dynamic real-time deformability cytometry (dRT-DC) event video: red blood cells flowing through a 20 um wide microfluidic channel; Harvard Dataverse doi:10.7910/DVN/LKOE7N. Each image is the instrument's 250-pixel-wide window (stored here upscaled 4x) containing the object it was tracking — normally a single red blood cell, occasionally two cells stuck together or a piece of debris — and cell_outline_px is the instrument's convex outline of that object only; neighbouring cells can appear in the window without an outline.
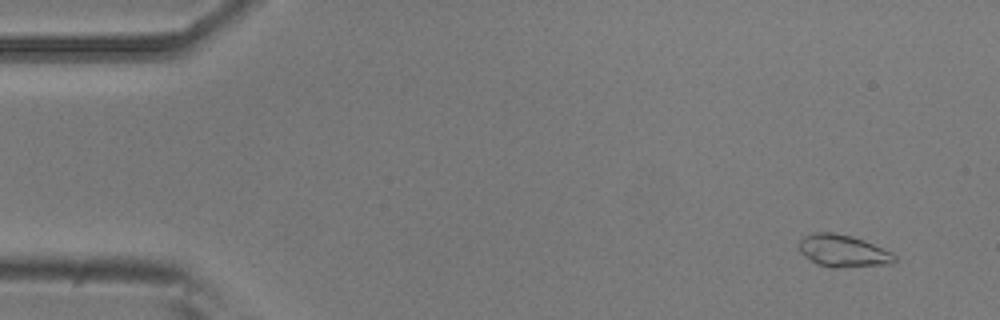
{"species": "common noctule bat (a hibernating species)", "species_latin": "Nyctalus noctula", "temperature_condition": "room temperature", "stored_images_in_passage": 5, "camera_frame_rate_fps": 3000, "um_per_image_px": 0.085, "animal": {"sex": "male", "body_mass_g": 20.5, "forearm_length_mm": 52.5}, "frame": {"image": 1, "passage_image": 1, "time_ms": 0.0, "image_size_px": [1000, 320], "cell_outline_px": [[896, 260], [892, 264], [836, 268], [832, 268], [816, 264], [804, 256], [800, 252], [800, 240], [804, 236], [816, 232], [832, 232], [852, 236], [864, 240], [892, 252], [896, 256]], "centroid_in_image_um": [71.67, 21.34], "position_along_channel_um": 13.3, "area_um2": 18.03}}
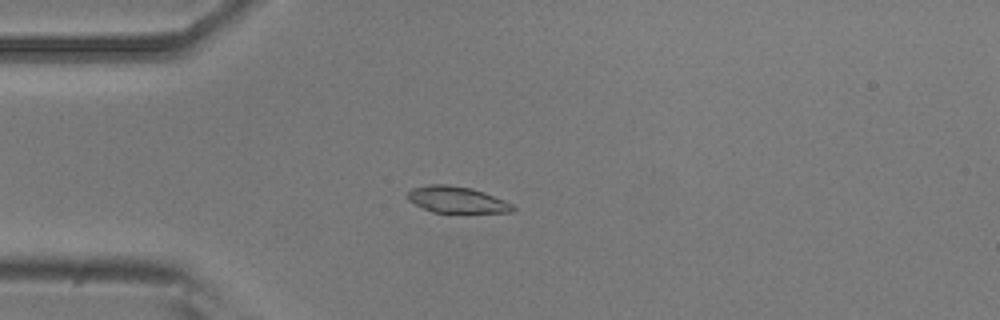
{"frame": {"image": 2, "passage_image": 4, "time_ms": 1.0, "image_size_px": [1000, 320], "cell_outline_px": [[516, 208], [512, 212], [432, 212], [408, 200], [408, 192], [412, 188], [428, 184], [448, 184], [472, 188], [484, 192], [504, 200], [512, 204]], "centroid_in_image_um": [38.83, 16.96], "position_along_channel_um": 46.2, "area_um2": 16.07}}